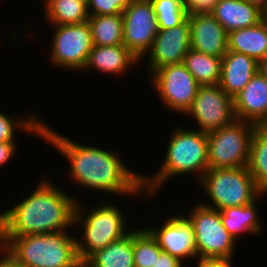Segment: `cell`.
<instances>
[{
    "label": "cell",
    "instance_id": "6da1fadb",
    "mask_svg": "<svg viewBox=\"0 0 267 267\" xmlns=\"http://www.w3.org/2000/svg\"><path fill=\"white\" fill-rule=\"evenodd\" d=\"M41 139L69 162V178L80 188L149 199L143 189V174L125 165L119 150L116 153L97 145L81 144L51 128L45 121Z\"/></svg>",
    "mask_w": 267,
    "mask_h": 267
},
{
    "label": "cell",
    "instance_id": "7a4b0ae2",
    "mask_svg": "<svg viewBox=\"0 0 267 267\" xmlns=\"http://www.w3.org/2000/svg\"><path fill=\"white\" fill-rule=\"evenodd\" d=\"M52 180L42 176L29 195L0 213V236H26L75 229L79 198L58 188Z\"/></svg>",
    "mask_w": 267,
    "mask_h": 267
},
{
    "label": "cell",
    "instance_id": "3957f363",
    "mask_svg": "<svg viewBox=\"0 0 267 267\" xmlns=\"http://www.w3.org/2000/svg\"><path fill=\"white\" fill-rule=\"evenodd\" d=\"M163 163L151 176L143 174V189L149 198H155L174 177L191 175L197 182L209 169L207 133L200 130L174 127L171 129ZM193 174V175H192Z\"/></svg>",
    "mask_w": 267,
    "mask_h": 267
},
{
    "label": "cell",
    "instance_id": "277c9868",
    "mask_svg": "<svg viewBox=\"0 0 267 267\" xmlns=\"http://www.w3.org/2000/svg\"><path fill=\"white\" fill-rule=\"evenodd\" d=\"M69 231L26 236H0V246L20 267H69L79 258Z\"/></svg>",
    "mask_w": 267,
    "mask_h": 267
},
{
    "label": "cell",
    "instance_id": "5b68a950",
    "mask_svg": "<svg viewBox=\"0 0 267 267\" xmlns=\"http://www.w3.org/2000/svg\"><path fill=\"white\" fill-rule=\"evenodd\" d=\"M102 201L91 208L86 207L82 199L81 202L77 201L74 228L82 231L78 234L80 237H76L77 254L81 261L132 231L127 227L128 219L118 204L116 206L114 203Z\"/></svg>",
    "mask_w": 267,
    "mask_h": 267
},
{
    "label": "cell",
    "instance_id": "8992f818",
    "mask_svg": "<svg viewBox=\"0 0 267 267\" xmlns=\"http://www.w3.org/2000/svg\"><path fill=\"white\" fill-rule=\"evenodd\" d=\"M198 184L209 198L207 203H200L219 211L249 205L267 195L257 186L247 167L209 168Z\"/></svg>",
    "mask_w": 267,
    "mask_h": 267
},
{
    "label": "cell",
    "instance_id": "52a82bcc",
    "mask_svg": "<svg viewBox=\"0 0 267 267\" xmlns=\"http://www.w3.org/2000/svg\"><path fill=\"white\" fill-rule=\"evenodd\" d=\"M256 127L254 123L235 119L229 125L208 132L209 168L247 167L251 138Z\"/></svg>",
    "mask_w": 267,
    "mask_h": 267
},
{
    "label": "cell",
    "instance_id": "ba28073f",
    "mask_svg": "<svg viewBox=\"0 0 267 267\" xmlns=\"http://www.w3.org/2000/svg\"><path fill=\"white\" fill-rule=\"evenodd\" d=\"M184 214L194 227L197 258L235 257L236 240L223 226L221 211L201 203Z\"/></svg>",
    "mask_w": 267,
    "mask_h": 267
},
{
    "label": "cell",
    "instance_id": "9c48e42d",
    "mask_svg": "<svg viewBox=\"0 0 267 267\" xmlns=\"http://www.w3.org/2000/svg\"><path fill=\"white\" fill-rule=\"evenodd\" d=\"M52 45L50 64L54 68L82 71L92 50V35L89 22L69 25H51Z\"/></svg>",
    "mask_w": 267,
    "mask_h": 267
},
{
    "label": "cell",
    "instance_id": "30bf717a",
    "mask_svg": "<svg viewBox=\"0 0 267 267\" xmlns=\"http://www.w3.org/2000/svg\"><path fill=\"white\" fill-rule=\"evenodd\" d=\"M149 78L162 105L178 114H186L200 87L183 63L164 66Z\"/></svg>",
    "mask_w": 267,
    "mask_h": 267
},
{
    "label": "cell",
    "instance_id": "8fae6325",
    "mask_svg": "<svg viewBox=\"0 0 267 267\" xmlns=\"http://www.w3.org/2000/svg\"><path fill=\"white\" fill-rule=\"evenodd\" d=\"M186 115L195 120L198 130L206 133L229 125L236 119L233 98L219 85L200 86Z\"/></svg>",
    "mask_w": 267,
    "mask_h": 267
},
{
    "label": "cell",
    "instance_id": "7c38bea8",
    "mask_svg": "<svg viewBox=\"0 0 267 267\" xmlns=\"http://www.w3.org/2000/svg\"><path fill=\"white\" fill-rule=\"evenodd\" d=\"M123 43L139 60L152 47L159 32L158 21L150 0H133L122 12Z\"/></svg>",
    "mask_w": 267,
    "mask_h": 267
},
{
    "label": "cell",
    "instance_id": "4fadbf2b",
    "mask_svg": "<svg viewBox=\"0 0 267 267\" xmlns=\"http://www.w3.org/2000/svg\"><path fill=\"white\" fill-rule=\"evenodd\" d=\"M162 222L144 226L157 240L161 250L178 258L184 264L188 259L195 260L197 258L196 240L194 227L189 219L182 212L181 214L179 212L178 216L175 212L173 216L167 214V218Z\"/></svg>",
    "mask_w": 267,
    "mask_h": 267
},
{
    "label": "cell",
    "instance_id": "5bb4252c",
    "mask_svg": "<svg viewBox=\"0 0 267 267\" xmlns=\"http://www.w3.org/2000/svg\"><path fill=\"white\" fill-rule=\"evenodd\" d=\"M191 48L188 18L170 29H159L152 47L140 60L146 57V69L149 77L158 69L173 64L183 63L187 51ZM148 55V56H146Z\"/></svg>",
    "mask_w": 267,
    "mask_h": 267
},
{
    "label": "cell",
    "instance_id": "9a60e30c",
    "mask_svg": "<svg viewBox=\"0 0 267 267\" xmlns=\"http://www.w3.org/2000/svg\"><path fill=\"white\" fill-rule=\"evenodd\" d=\"M191 48L223 58L228 51V32L211 13L187 15Z\"/></svg>",
    "mask_w": 267,
    "mask_h": 267
},
{
    "label": "cell",
    "instance_id": "2e32d148",
    "mask_svg": "<svg viewBox=\"0 0 267 267\" xmlns=\"http://www.w3.org/2000/svg\"><path fill=\"white\" fill-rule=\"evenodd\" d=\"M235 118L257 126L267 125V78L258 70L234 98Z\"/></svg>",
    "mask_w": 267,
    "mask_h": 267
},
{
    "label": "cell",
    "instance_id": "e0dca14e",
    "mask_svg": "<svg viewBox=\"0 0 267 267\" xmlns=\"http://www.w3.org/2000/svg\"><path fill=\"white\" fill-rule=\"evenodd\" d=\"M137 64H140V60L124 44L115 46L93 45L82 71H91L92 69L103 73V75L119 77V75L127 74L128 71L130 73V70L134 68L133 66L136 67Z\"/></svg>",
    "mask_w": 267,
    "mask_h": 267
},
{
    "label": "cell",
    "instance_id": "ac0fdd59",
    "mask_svg": "<svg viewBox=\"0 0 267 267\" xmlns=\"http://www.w3.org/2000/svg\"><path fill=\"white\" fill-rule=\"evenodd\" d=\"M259 70V62L248 55L227 51L222 58L219 86L234 98Z\"/></svg>",
    "mask_w": 267,
    "mask_h": 267
},
{
    "label": "cell",
    "instance_id": "d6986e66",
    "mask_svg": "<svg viewBox=\"0 0 267 267\" xmlns=\"http://www.w3.org/2000/svg\"><path fill=\"white\" fill-rule=\"evenodd\" d=\"M211 14L228 33L263 20V12L245 0H219Z\"/></svg>",
    "mask_w": 267,
    "mask_h": 267
},
{
    "label": "cell",
    "instance_id": "ffe728a7",
    "mask_svg": "<svg viewBox=\"0 0 267 267\" xmlns=\"http://www.w3.org/2000/svg\"><path fill=\"white\" fill-rule=\"evenodd\" d=\"M228 50L248 55L261 62L267 57V26L263 20L251 27L228 33Z\"/></svg>",
    "mask_w": 267,
    "mask_h": 267
},
{
    "label": "cell",
    "instance_id": "44dd1931",
    "mask_svg": "<svg viewBox=\"0 0 267 267\" xmlns=\"http://www.w3.org/2000/svg\"><path fill=\"white\" fill-rule=\"evenodd\" d=\"M257 202L256 200L249 205L228 207L221 210L223 226L236 242L245 233L246 235L257 236L264 229L263 221H261L262 219L259 216L258 205H256L258 204Z\"/></svg>",
    "mask_w": 267,
    "mask_h": 267
},
{
    "label": "cell",
    "instance_id": "7402d4cb",
    "mask_svg": "<svg viewBox=\"0 0 267 267\" xmlns=\"http://www.w3.org/2000/svg\"><path fill=\"white\" fill-rule=\"evenodd\" d=\"M84 262L86 267H135L133 229L123 238L95 251Z\"/></svg>",
    "mask_w": 267,
    "mask_h": 267
},
{
    "label": "cell",
    "instance_id": "603a6c76",
    "mask_svg": "<svg viewBox=\"0 0 267 267\" xmlns=\"http://www.w3.org/2000/svg\"><path fill=\"white\" fill-rule=\"evenodd\" d=\"M48 24L69 25L88 21L87 5L79 0H42Z\"/></svg>",
    "mask_w": 267,
    "mask_h": 267
},
{
    "label": "cell",
    "instance_id": "cb8c5ba5",
    "mask_svg": "<svg viewBox=\"0 0 267 267\" xmlns=\"http://www.w3.org/2000/svg\"><path fill=\"white\" fill-rule=\"evenodd\" d=\"M222 58L207 55L190 48L183 64L200 86L218 85L221 78Z\"/></svg>",
    "mask_w": 267,
    "mask_h": 267
},
{
    "label": "cell",
    "instance_id": "d4e9b609",
    "mask_svg": "<svg viewBox=\"0 0 267 267\" xmlns=\"http://www.w3.org/2000/svg\"><path fill=\"white\" fill-rule=\"evenodd\" d=\"M92 43L97 46H115L123 43V16L114 15L89 16Z\"/></svg>",
    "mask_w": 267,
    "mask_h": 267
},
{
    "label": "cell",
    "instance_id": "484cf974",
    "mask_svg": "<svg viewBox=\"0 0 267 267\" xmlns=\"http://www.w3.org/2000/svg\"><path fill=\"white\" fill-rule=\"evenodd\" d=\"M15 116H9V114L0 111V142H16L15 137L19 131L42 138L44 121L43 118H39V114L26 112L25 115L18 113Z\"/></svg>",
    "mask_w": 267,
    "mask_h": 267
},
{
    "label": "cell",
    "instance_id": "4316f807",
    "mask_svg": "<svg viewBox=\"0 0 267 267\" xmlns=\"http://www.w3.org/2000/svg\"><path fill=\"white\" fill-rule=\"evenodd\" d=\"M247 168L257 186L267 193V126H257L253 133Z\"/></svg>",
    "mask_w": 267,
    "mask_h": 267
},
{
    "label": "cell",
    "instance_id": "83f0119b",
    "mask_svg": "<svg viewBox=\"0 0 267 267\" xmlns=\"http://www.w3.org/2000/svg\"><path fill=\"white\" fill-rule=\"evenodd\" d=\"M162 252L157 240L143 226L133 229V259L135 267H153Z\"/></svg>",
    "mask_w": 267,
    "mask_h": 267
},
{
    "label": "cell",
    "instance_id": "f1b7e54d",
    "mask_svg": "<svg viewBox=\"0 0 267 267\" xmlns=\"http://www.w3.org/2000/svg\"><path fill=\"white\" fill-rule=\"evenodd\" d=\"M159 29H170L181 24L187 14L182 0H150Z\"/></svg>",
    "mask_w": 267,
    "mask_h": 267
},
{
    "label": "cell",
    "instance_id": "f546056e",
    "mask_svg": "<svg viewBox=\"0 0 267 267\" xmlns=\"http://www.w3.org/2000/svg\"><path fill=\"white\" fill-rule=\"evenodd\" d=\"M133 0H90L88 16L120 14Z\"/></svg>",
    "mask_w": 267,
    "mask_h": 267
},
{
    "label": "cell",
    "instance_id": "4dcf8cb0",
    "mask_svg": "<svg viewBox=\"0 0 267 267\" xmlns=\"http://www.w3.org/2000/svg\"><path fill=\"white\" fill-rule=\"evenodd\" d=\"M187 15L212 13L219 0H182Z\"/></svg>",
    "mask_w": 267,
    "mask_h": 267
},
{
    "label": "cell",
    "instance_id": "1f68e13d",
    "mask_svg": "<svg viewBox=\"0 0 267 267\" xmlns=\"http://www.w3.org/2000/svg\"><path fill=\"white\" fill-rule=\"evenodd\" d=\"M197 267H234V257L196 258Z\"/></svg>",
    "mask_w": 267,
    "mask_h": 267
},
{
    "label": "cell",
    "instance_id": "d6a6232c",
    "mask_svg": "<svg viewBox=\"0 0 267 267\" xmlns=\"http://www.w3.org/2000/svg\"><path fill=\"white\" fill-rule=\"evenodd\" d=\"M18 142H0V168L7 165L18 151Z\"/></svg>",
    "mask_w": 267,
    "mask_h": 267
},
{
    "label": "cell",
    "instance_id": "836d02e7",
    "mask_svg": "<svg viewBox=\"0 0 267 267\" xmlns=\"http://www.w3.org/2000/svg\"><path fill=\"white\" fill-rule=\"evenodd\" d=\"M153 267H187L178 258L171 256L169 253L161 252L156 258L155 266Z\"/></svg>",
    "mask_w": 267,
    "mask_h": 267
},
{
    "label": "cell",
    "instance_id": "e575fe53",
    "mask_svg": "<svg viewBox=\"0 0 267 267\" xmlns=\"http://www.w3.org/2000/svg\"><path fill=\"white\" fill-rule=\"evenodd\" d=\"M0 255V267H20L3 246H0Z\"/></svg>",
    "mask_w": 267,
    "mask_h": 267
},
{
    "label": "cell",
    "instance_id": "d590c367",
    "mask_svg": "<svg viewBox=\"0 0 267 267\" xmlns=\"http://www.w3.org/2000/svg\"><path fill=\"white\" fill-rule=\"evenodd\" d=\"M259 8L262 12L267 10V0H245Z\"/></svg>",
    "mask_w": 267,
    "mask_h": 267
},
{
    "label": "cell",
    "instance_id": "8d00e7d4",
    "mask_svg": "<svg viewBox=\"0 0 267 267\" xmlns=\"http://www.w3.org/2000/svg\"><path fill=\"white\" fill-rule=\"evenodd\" d=\"M259 70L267 78V57L259 63Z\"/></svg>",
    "mask_w": 267,
    "mask_h": 267
},
{
    "label": "cell",
    "instance_id": "74e56055",
    "mask_svg": "<svg viewBox=\"0 0 267 267\" xmlns=\"http://www.w3.org/2000/svg\"><path fill=\"white\" fill-rule=\"evenodd\" d=\"M69 267H86L85 262L78 259L73 265Z\"/></svg>",
    "mask_w": 267,
    "mask_h": 267
},
{
    "label": "cell",
    "instance_id": "f35d334b",
    "mask_svg": "<svg viewBox=\"0 0 267 267\" xmlns=\"http://www.w3.org/2000/svg\"><path fill=\"white\" fill-rule=\"evenodd\" d=\"M263 22L266 24L267 26V10L263 12Z\"/></svg>",
    "mask_w": 267,
    "mask_h": 267
},
{
    "label": "cell",
    "instance_id": "ab89813d",
    "mask_svg": "<svg viewBox=\"0 0 267 267\" xmlns=\"http://www.w3.org/2000/svg\"><path fill=\"white\" fill-rule=\"evenodd\" d=\"M79 1L83 2V3L86 4V5H88L89 2H90V0H79Z\"/></svg>",
    "mask_w": 267,
    "mask_h": 267
}]
</instances>
